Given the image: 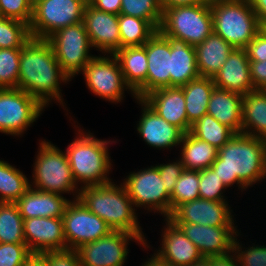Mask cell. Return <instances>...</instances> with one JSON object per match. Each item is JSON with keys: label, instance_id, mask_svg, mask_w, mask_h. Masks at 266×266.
<instances>
[{"label": "cell", "instance_id": "bcb514c9", "mask_svg": "<svg viewBox=\"0 0 266 266\" xmlns=\"http://www.w3.org/2000/svg\"><path fill=\"white\" fill-rule=\"evenodd\" d=\"M245 49L250 61H266V34L260 30Z\"/></svg>", "mask_w": 266, "mask_h": 266}, {"label": "cell", "instance_id": "d6986e66", "mask_svg": "<svg viewBox=\"0 0 266 266\" xmlns=\"http://www.w3.org/2000/svg\"><path fill=\"white\" fill-rule=\"evenodd\" d=\"M142 104V116L137 124V131L143 140L156 148H171L178 146L184 132L175 125L168 123L160 117L143 99H136Z\"/></svg>", "mask_w": 266, "mask_h": 266}, {"label": "cell", "instance_id": "5b68a950", "mask_svg": "<svg viewBox=\"0 0 266 266\" xmlns=\"http://www.w3.org/2000/svg\"><path fill=\"white\" fill-rule=\"evenodd\" d=\"M78 132L80 136L66 150L74 180L83 183L81 187L110 183L107 177L111 169L107 147L110 140L97 139L90 132Z\"/></svg>", "mask_w": 266, "mask_h": 266}, {"label": "cell", "instance_id": "5bb4252c", "mask_svg": "<svg viewBox=\"0 0 266 266\" xmlns=\"http://www.w3.org/2000/svg\"><path fill=\"white\" fill-rule=\"evenodd\" d=\"M130 239L146 245L138 236L126 231H111L107 236L81 245L76 249L81 266H123Z\"/></svg>", "mask_w": 266, "mask_h": 266}, {"label": "cell", "instance_id": "4dcf8cb0", "mask_svg": "<svg viewBox=\"0 0 266 266\" xmlns=\"http://www.w3.org/2000/svg\"><path fill=\"white\" fill-rule=\"evenodd\" d=\"M180 145H182V158L179 160L184 169L201 171L210 168L218 155V149L193 136L190 132L184 133Z\"/></svg>", "mask_w": 266, "mask_h": 266}, {"label": "cell", "instance_id": "8992f818", "mask_svg": "<svg viewBox=\"0 0 266 266\" xmlns=\"http://www.w3.org/2000/svg\"><path fill=\"white\" fill-rule=\"evenodd\" d=\"M158 31L196 46L213 32V18L209 4L169 7L162 11Z\"/></svg>", "mask_w": 266, "mask_h": 266}, {"label": "cell", "instance_id": "4316f807", "mask_svg": "<svg viewBox=\"0 0 266 266\" xmlns=\"http://www.w3.org/2000/svg\"><path fill=\"white\" fill-rule=\"evenodd\" d=\"M164 37L169 41L171 46L170 86L181 87L199 78L195 46L171 36Z\"/></svg>", "mask_w": 266, "mask_h": 266}, {"label": "cell", "instance_id": "8fae6325", "mask_svg": "<svg viewBox=\"0 0 266 266\" xmlns=\"http://www.w3.org/2000/svg\"><path fill=\"white\" fill-rule=\"evenodd\" d=\"M122 184L132 199L133 206L159 211L166 219L170 216V195L165 190V182L160 178L156 166L131 173Z\"/></svg>", "mask_w": 266, "mask_h": 266}, {"label": "cell", "instance_id": "7a4b0ae2", "mask_svg": "<svg viewBox=\"0 0 266 266\" xmlns=\"http://www.w3.org/2000/svg\"><path fill=\"white\" fill-rule=\"evenodd\" d=\"M266 143L262 138L234 134L219 150L210 169L229 187L237 182L241 189L266 176Z\"/></svg>", "mask_w": 266, "mask_h": 266}, {"label": "cell", "instance_id": "74e56055", "mask_svg": "<svg viewBox=\"0 0 266 266\" xmlns=\"http://www.w3.org/2000/svg\"><path fill=\"white\" fill-rule=\"evenodd\" d=\"M200 198L199 171L184 169L170 195L171 212L180 204Z\"/></svg>", "mask_w": 266, "mask_h": 266}, {"label": "cell", "instance_id": "d6a6232c", "mask_svg": "<svg viewBox=\"0 0 266 266\" xmlns=\"http://www.w3.org/2000/svg\"><path fill=\"white\" fill-rule=\"evenodd\" d=\"M30 185L20 170L0 160V203H16Z\"/></svg>", "mask_w": 266, "mask_h": 266}, {"label": "cell", "instance_id": "816d5d0a", "mask_svg": "<svg viewBox=\"0 0 266 266\" xmlns=\"http://www.w3.org/2000/svg\"><path fill=\"white\" fill-rule=\"evenodd\" d=\"M260 24L266 23V0H250Z\"/></svg>", "mask_w": 266, "mask_h": 266}, {"label": "cell", "instance_id": "9f6ffc18", "mask_svg": "<svg viewBox=\"0 0 266 266\" xmlns=\"http://www.w3.org/2000/svg\"><path fill=\"white\" fill-rule=\"evenodd\" d=\"M86 4H89L92 0H83Z\"/></svg>", "mask_w": 266, "mask_h": 266}, {"label": "cell", "instance_id": "3957f363", "mask_svg": "<svg viewBox=\"0 0 266 266\" xmlns=\"http://www.w3.org/2000/svg\"><path fill=\"white\" fill-rule=\"evenodd\" d=\"M113 183L82 187L78 199L113 231L135 234L147 244L126 188Z\"/></svg>", "mask_w": 266, "mask_h": 266}, {"label": "cell", "instance_id": "836d02e7", "mask_svg": "<svg viewBox=\"0 0 266 266\" xmlns=\"http://www.w3.org/2000/svg\"><path fill=\"white\" fill-rule=\"evenodd\" d=\"M190 133L218 150L235 134L230 128L221 124L209 114H204L199 120L192 124Z\"/></svg>", "mask_w": 266, "mask_h": 266}, {"label": "cell", "instance_id": "c3c4849f", "mask_svg": "<svg viewBox=\"0 0 266 266\" xmlns=\"http://www.w3.org/2000/svg\"><path fill=\"white\" fill-rule=\"evenodd\" d=\"M89 4L106 13L119 15L121 12V0H92Z\"/></svg>", "mask_w": 266, "mask_h": 266}, {"label": "cell", "instance_id": "ab89813d", "mask_svg": "<svg viewBox=\"0 0 266 266\" xmlns=\"http://www.w3.org/2000/svg\"><path fill=\"white\" fill-rule=\"evenodd\" d=\"M224 182L210 168L199 171V195L202 199L226 201L223 197Z\"/></svg>", "mask_w": 266, "mask_h": 266}, {"label": "cell", "instance_id": "ffe728a7", "mask_svg": "<svg viewBox=\"0 0 266 266\" xmlns=\"http://www.w3.org/2000/svg\"><path fill=\"white\" fill-rule=\"evenodd\" d=\"M162 247L155 257L162 263L170 266H190L203 257L199 249L190 239L170 220L166 219Z\"/></svg>", "mask_w": 266, "mask_h": 266}, {"label": "cell", "instance_id": "ee69618b", "mask_svg": "<svg viewBox=\"0 0 266 266\" xmlns=\"http://www.w3.org/2000/svg\"><path fill=\"white\" fill-rule=\"evenodd\" d=\"M177 161L173 163H168L164 165L160 164L156 166L160 173V178H163L165 182V190L169 195L172 194L174 186L184 170V166L181 160Z\"/></svg>", "mask_w": 266, "mask_h": 266}, {"label": "cell", "instance_id": "9a60e30c", "mask_svg": "<svg viewBox=\"0 0 266 266\" xmlns=\"http://www.w3.org/2000/svg\"><path fill=\"white\" fill-rule=\"evenodd\" d=\"M167 219L172 223L234 227V220L227 201H214L202 198L178 205Z\"/></svg>", "mask_w": 266, "mask_h": 266}, {"label": "cell", "instance_id": "7dc6e473", "mask_svg": "<svg viewBox=\"0 0 266 266\" xmlns=\"http://www.w3.org/2000/svg\"><path fill=\"white\" fill-rule=\"evenodd\" d=\"M250 73L254 89L266 87V61H250Z\"/></svg>", "mask_w": 266, "mask_h": 266}, {"label": "cell", "instance_id": "603a6c76", "mask_svg": "<svg viewBox=\"0 0 266 266\" xmlns=\"http://www.w3.org/2000/svg\"><path fill=\"white\" fill-rule=\"evenodd\" d=\"M147 54V94L155 89L170 87L169 41L157 31L145 44Z\"/></svg>", "mask_w": 266, "mask_h": 266}, {"label": "cell", "instance_id": "db71d44e", "mask_svg": "<svg viewBox=\"0 0 266 266\" xmlns=\"http://www.w3.org/2000/svg\"><path fill=\"white\" fill-rule=\"evenodd\" d=\"M142 266H170L160 262L155 256L151 257Z\"/></svg>", "mask_w": 266, "mask_h": 266}, {"label": "cell", "instance_id": "7bdbcfd3", "mask_svg": "<svg viewBox=\"0 0 266 266\" xmlns=\"http://www.w3.org/2000/svg\"><path fill=\"white\" fill-rule=\"evenodd\" d=\"M235 237L232 254H236L240 266H266V246H252L245 251ZM238 254V255H237Z\"/></svg>", "mask_w": 266, "mask_h": 266}, {"label": "cell", "instance_id": "f6af8a7d", "mask_svg": "<svg viewBox=\"0 0 266 266\" xmlns=\"http://www.w3.org/2000/svg\"><path fill=\"white\" fill-rule=\"evenodd\" d=\"M48 252V266H81L76 250L65 249Z\"/></svg>", "mask_w": 266, "mask_h": 266}, {"label": "cell", "instance_id": "f1b7e54d", "mask_svg": "<svg viewBox=\"0 0 266 266\" xmlns=\"http://www.w3.org/2000/svg\"><path fill=\"white\" fill-rule=\"evenodd\" d=\"M242 133L266 139V92L262 89L243 95Z\"/></svg>", "mask_w": 266, "mask_h": 266}, {"label": "cell", "instance_id": "52a82bcc", "mask_svg": "<svg viewBox=\"0 0 266 266\" xmlns=\"http://www.w3.org/2000/svg\"><path fill=\"white\" fill-rule=\"evenodd\" d=\"M40 150L34 164V188L44 192L60 194L75 190L78 199L80 189L74 180L66 152L45 140L40 143Z\"/></svg>", "mask_w": 266, "mask_h": 266}, {"label": "cell", "instance_id": "cb8c5ba5", "mask_svg": "<svg viewBox=\"0 0 266 266\" xmlns=\"http://www.w3.org/2000/svg\"><path fill=\"white\" fill-rule=\"evenodd\" d=\"M70 200L60 194L29 189L15 203L23 219L33 217L62 218Z\"/></svg>", "mask_w": 266, "mask_h": 266}, {"label": "cell", "instance_id": "f907efd6", "mask_svg": "<svg viewBox=\"0 0 266 266\" xmlns=\"http://www.w3.org/2000/svg\"><path fill=\"white\" fill-rule=\"evenodd\" d=\"M23 266H48V252L32 253Z\"/></svg>", "mask_w": 266, "mask_h": 266}, {"label": "cell", "instance_id": "e575fe53", "mask_svg": "<svg viewBox=\"0 0 266 266\" xmlns=\"http://www.w3.org/2000/svg\"><path fill=\"white\" fill-rule=\"evenodd\" d=\"M23 223L15 203H0V243H25Z\"/></svg>", "mask_w": 266, "mask_h": 266}, {"label": "cell", "instance_id": "83f0119b", "mask_svg": "<svg viewBox=\"0 0 266 266\" xmlns=\"http://www.w3.org/2000/svg\"><path fill=\"white\" fill-rule=\"evenodd\" d=\"M234 48L221 36L212 32L195 46L196 63L200 77L213 78Z\"/></svg>", "mask_w": 266, "mask_h": 266}, {"label": "cell", "instance_id": "e0dca14e", "mask_svg": "<svg viewBox=\"0 0 266 266\" xmlns=\"http://www.w3.org/2000/svg\"><path fill=\"white\" fill-rule=\"evenodd\" d=\"M25 243L32 253L67 249L62 218L24 219Z\"/></svg>", "mask_w": 266, "mask_h": 266}, {"label": "cell", "instance_id": "f5cc1de1", "mask_svg": "<svg viewBox=\"0 0 266 266\" xmlns=\"http://www.w3.org/2000/svg\"><path fill=\"white\" fill-rule=\"evenodd\" d=\"M190 266H211V257H202Z\"/></svg>", "mask_w": 266, "mask_h": 266}, {"label": "cell", "instance_id": "f546056e", "mask_svg": "<svg viewBox=\"0 0 266 266\" xmlns=\"http://www.w3.org/2000/svg\"><path fill=\"white\" fill-rule=\"evenodd\" d=\"M181 87L185 98L187 120L192 125L207 114L208 102L216 86L213 78L199 77Z\"/></svg>", "mask_w": 266, "mask_h": 266}, {"label": "cell", "instance_id": "6da1fadb", "mask_svg": "<svg viewBox=\"0 0 266 266\" xmlns=\"http://www.w3.org/2000/svg\"><path fill=\"white\" fill-rule=\"evenodd\" d=\"M69 79L46 39L31 38L21 48L18 88L35 98L43 107L52 99L63 106L59 84Z\"/></svg>", "mask_w": 266, "mask_h": 266}, {"label": "cell", "instance_id": "277c9868", "mask_svg": "<svg viewBox=\"0 0 266 266\" xmlns=\"http://www.w3.org/2000/svg\"><path fill=\"white\" fill-rule=\"evenodd\" d=\"M213 32L233 48L245 49L261 30L250 0H213Z\"/></svg>", "mask_w": 266, "mask_h": 266}, {"label": "cell", "instance_id": "681fc988", "mask_svg": "<svg viewBox=\"0 0 266 266\" xmlns=\"http://www.w3.org/2000/svg\"><path fill=\"white\" fill-rule=\"evenodd\" d=\"M213 0H159L162 11L169 7L191 4H209Z\"/></svg>", "mask_w": 266, "mask_h": 266}, {"label": "cell", "instance_id": "60d3db41", "mask_svg": "<svg viewBox=\"0 0 266 266\" xmlns=\"http://www.w3.org/2000/svg\"><path fill=\"white\" fill-rule=\"evenodd\" d=\"M33 13L32 0H0V15L30 24Z\"/></svg>", "mask_w": 266, "mask_h": 266}, {"label": "cell", "instance_id": "ac0fdd59", "mask_svg": "<svg viewBox=\"0 0 266 266\" xmlns=\"http://www.w3.org/2000/svg\"><path fill=\"white\" fill-rule=\"evenodd\" d=\"M83 23L92 47L108 54H114L121 49L118 15L86 4Z\"/></svg>", "mask_w": 266, "mask_h": 266}, {"label": "cell", "instance_id": "b9f144b4", "mask_svg": "<svg viewBox=\"0 0 266 266\" xmlns=\"http://www.w3.org/2000/svg\"><path fill=\"white\" fill-rule=\"evenodd\" d=\"M31 254L26 243H0V266H23Z\"/></svg>", "mask_w": 266, "mask_h": 266}, {"label": "cell", "instance_id": "484cf974", "mask_svg": "<svg viewBox=\"0 0 266 266\" xmlns=\"http://www.w3.org/2000/svg\"><path fill=\"white\" fill-rule=\"evenodd\" d=\"M243 95L215 87L208 102L207 114L226 125L235 134L242 133Z\"/></svg>", "mask_w": 266, "mask_h": 266}, {"label": "cell", "instance_id": "4fadbf2b", "mask_svg": "<svg viewBox=\"0 0 266 266\" xmlns=\"http://www.w3.org/2000/svg\"><path fill=\"white\" fill-rule=\"evenodd\" d=\"M110 56H94L81 71L88 88L92 93L111 102H120L124 89H129L136 98V94L125 82L118 60L113 54Z\"/></svg>", "mask_w": 266, "mask_h": 266}, {"label": "cell", "instance_id": "ba28073f", "mask_svg": "<svg viewBox=\"0 0 266 266\" xmlns=\"http://www.w3.org/2000/svg\"><path fill=\"white\" fill-rule=\"evenodd\" d=\"M83 0H35L29 24L31 38L47 39L57 30L83 22Z\"/></svg>", "mask_w": 266, "mask_h": 266}, {"label": "cell", "instance_id": "9c48e42d", "mask_svg": "<svg viewBox=\"0 0 266 266\" xmlns=\"http://www.w3.org/2000/svg\"><path fill=\"white\" fill-rule=\"evenodd\" d=\"M46 40L51 44L62 71L70 81L94 57L88 54L92 45L83 22L61 28Z\"/></svg>", "mask_w": 266, "mask_h": 266}, {"label": "cell", "instance_id": "1f68e13d", "mask_svg": "<svg viewBox=\"0 0 266 266\" xmlns=\"http://www.w3.org/2000/svg\"><path fill=\"white\" fill-rule=\"evenodd\" d=\"M121 48L144 45L157 30L141 18L118 15Z\"/></svg>", "mask_w": 266, "mask_h": 266}, {"label": "cell", "instance_id": "44dd1931", "mask_svg": "<svg viewBox=\"0 0 266 266\" xmlns=\"http://www.w3.org/2000/svg\"><path fill=\"white\" fill-rule=\"evenodd\" d=\"M142 99L168 123L177 126L184 133L190 132L191 125L187 120L182 87L170 86L155 89Z\"/></svg>", "mask_w": 266, "mask_h": 266}, {"label": "cell", "instance_id": "f35d334b", "mask_svg": "<svg viewBox=\"0 0 266 266\" xmlns=\"http://www.w3.org/2000/svg\"><path fill=\"white\" fill-rule=\"evenodd\" d=\"M21 48H0V89L18 88Z\"/></svg>", "mask_w": 266, "mask_h": 266}, {"label": "cell", "instance_id": "d4e9b609", "mask_svg": "<svg viewBox=\"0 0 266 266\" xmlns=\"http://www.w3.org/2000/svg\"><path fill=\"white\" fill-rule=\"evenodd\" d=\"M120 65L126 84L136 94V99L147 95V54L142 46L121 48L113 54Z\"/></svg>", "mask_w": 266, "mask_h": 266}, {"label": "cell", "instance_id": "7402d4cb", "mask_svg": "<svg viewBox=\"0 0 266 266\" xmlns=\"http://www.w3.org/2000/svg\"><path fill=\"white\" fill-rule=\"evenodd\" d=\"M216 87L241 95L255 90L250 73V60L246 49L234 48L213 77Z\"/></svg>", "mask_w": 266, "mask_h": 266}, {"label": "cell", "instance_id": "11a10c76", "mask_svg": "<svg viewBox=\"0 0 266 266\" xmlns=\"http://www.w3.org/2000/svg\"><path fill=\"white\" fill-rule=\"evenodd\" d=\"M261 30L266 34V23L261 24Z\"/></svg>", "mask_w": 266, "mask_h": 266}, {"label": "cell", "instance_id": "7c38bea8", "mask_svg": "<svg viewBox=\"0 0 266 266\" xmlns=\"http://www.w3.org/2000/svg\"><path fill=\"white\" fill-rule=\"evenodd\" d=\"M62 219L67 249L76 250L81 245L96 241L113 231L79 199L67 204Z\"/></svg>", "mask_w": 266, "mask_h": 266}, {"label": "cell", "instance_id": "8d00e7d4", "mask_svg": "<svg viewBox=\"0 0 266 266\" xmlns=\"http://www.w3.org/2000/svg\"><path fill=\"white\" fill-rule=\"evenodd\" d=\"M30 39L28 24L0 15V48H22Z\"/></svg>", "mask_w": 266, "mask_h": 266}, {"label": "cell", "instance_id": "2e32d148", "mask_svg": "<svg viewBox=\"0 0 266 266\" xmlns=\"http://www.w3.org/2000/svg\"><path fill=\"white\" fill-rule=\"evenodd\" d=\"M173 224L192 241L204 257L231 253L233 240L235 236H238L235 227H212L194 223Z\"/></svg>", "mask_w": 266, "mask_h": 266}, {"label": "cell", "instance_id": "d590c367", "mask_svg": "<svg viewBox=\"0 0 266 266\" xmlns=\"http://www.w3.org/2000/svg\"><path fill=\"white\" fill-rule=\"evenodd\" d=\"M120 14L147 20L157 31L162 21L159 0H121Z\"/></svg>", "mask_w": 266, "mask_h": 266}, {"label": "cell", "instance_id": "30bf717a", "mask_svg": "<svg viewBox=\"0 0 266 266\" xmlns=\"http://www.w3.org/2000/svg\"><path fill=\"white\" fill-rule=\"evenodd\" d=\"M43 109L35 98L19 88L0 89V132L21 135Z\"/></svg>", "mask_w": 266, "mask_h": 266}]
</instances>
